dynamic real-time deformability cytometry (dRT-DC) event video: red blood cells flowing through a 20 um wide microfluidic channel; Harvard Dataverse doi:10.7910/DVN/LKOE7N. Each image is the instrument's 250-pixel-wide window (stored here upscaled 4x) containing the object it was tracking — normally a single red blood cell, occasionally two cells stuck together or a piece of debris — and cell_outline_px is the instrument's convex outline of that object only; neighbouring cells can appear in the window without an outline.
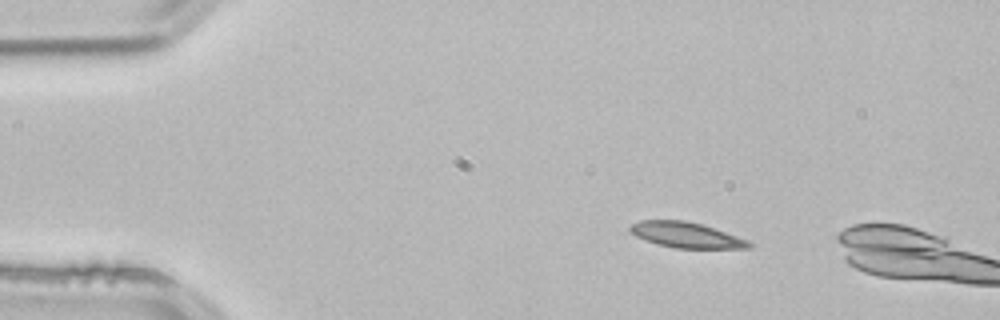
{"species": "common noctule bat (a hibernating species)", "species_latin": "Nyctalus noctula", "temperature_condition": "room temperature", "stored_images_in_passage": 2, "camera_frame_rate_fps": 3000, "um_per_image_px": 0.085, "animal": {"sex": "male", "body_mass_g": 21.5, "forearm_length_mm": 52.0}, "frame": {"image": 1, "passage_image": 1, "time_ms": 0.0, "image_size_px": [1000, 320], "cell_outline_px": [[752, 248], [676, 248], [656, 244], [644, 240], [636, 236], [628, 228], [632, 224], [640, 220], [684, 220], [700, 224], [748, 240], [752, 244]], "centroid_in_image_um": [58.29, 19.98], "position_along_channel_um": 26.7, "area_um2": 17.46}}